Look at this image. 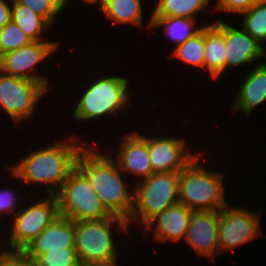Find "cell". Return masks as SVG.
<instances>
[{
	"label": "cell",
	"mask_w": 266,
	"mask_h": 266,
	"mask_svg": "<svg viewBox=\"0 0 266 266\" xmlns=\"http://www.w3.org/2000/svg\"><path fill=\"white\" fill-rule=\"evenodd\" d=\"M73 135L70 139L54 140L43 148H36L25 155L20 161L10 164V174L13 178L22 180L24 184L42 186L47 188V195H55L62 184L77 168V160L88 144L82 139L77 143V137Z\"/></svg>",
	"instance_id": "6da1fadb"
},
{
	"label": "cell",
	"mask_w": 266,
	"mask_h": 266,
	"mask_svg": "<svg viewBox=\"0 0 266 266\" xmlns=\"http://www.w3.org/2000/svg\"><path fill=\"white\" fill-rule=\"evenodd\" d=\"M98 148L87 144L78 157L77 168L87 177L105 209L128 221L133 209L134 189L126 186V175L111 154L102 153Z\"/></svg>",
	"instance_id": "7a4b0ae2"
},
{
	"label": "cell",
	"mask_w": 266,
	"mask_h": 266,
	"mask_svg": "<svg viewBox=\"0 0 266 266\" xmlns=\"http://www.w3.org/2000/svg\"><path fill=\"white\" fill-rule=\"evenodd\" d=\"M97 78L86 84L85 91L80 93V98H77L79 100L71 111L76 121L91 122L94 119L106 118L107 115L118 116L134 99L129 89V78L121 75Z\"/></svg>",
	"instance_id": "3957f363"
},
{
	"label": "cell",
	"mask_w": 266,
	"mask_h": 266,
	"mask_svg": "<svg viewBox=\"0 0 266 266\" xmlns=\"http://www.w3.org/2000/svg\"><path fill=\"white\" fill-rule=\"evenodd\" d=\"M202 156V157H201ZM204 153L179 172V203L192 211H221L229 202L224 195L223 172L208 170L201 164Z\"/></svg>",
	"instance_id": "277c9868"
},
{
	"label": "cell",
	"mask_w": 266,
	"mask_h": 266,
	"mask_svg": "<svg viewBox=\"0 0 266 266\" xmlns=\"http://www.w3.org/2000/svg\"><path fill=\"white\" fill-rule=\"evenodd\" d=\"M115 227L117 232L128 233V222L113 215L101 220L75 221V251L80 264L118 265Z\"/></svg>",
	"instance_id": "5b68a950"
},
{
	"label": "cell",
	"mask_w": 266,
	"mask_h": 266,
	"mask_svg": "<svg viewBox=\"0 0 266 266\" xmlns=\"http://www.w3.org/2000/svg\"><path fill=\"white\" fill-rule=\"evenodd\" d=\"M134 184L129 228L132 222L143 227L154 216L179 203V172L154 173Z\"/></svg>",
	"instance_id": "8992f818"
},
{
	"label": "cell",
	"mask_w": 266,
	"mask_h": 266,
	"mask_svg": "<svg viewBox=\"0 0 266 266\" xmlns=\"http://www.w3.org/2000/svg\"><path fill=\"white\" fill-rule=\"evenodd\" d=\"M59 215L73 221L107 219L105 209L87 177L76 168L55 194Z\"/></svg>",
	"instance_id": "52a82bcc"
},
{
	"label": "cell",
	"mask_w": 266,
	"mask_h": 266,
	"mask_svg": "<svg viewBox=\"0 0 266 266\" xmlns=\"http://www.w3.org/2000/svg\"><path fill=\"white\" fill-rule=\"evenodd\" d=\"M41 200H35L12 216L9 241L3 245H8L9 250H23L28 243L36 238L46 227H48L58 216V202L56 195L48 194Z\"/></svg>",
	"instance_id": "ba28073f"
},
{
	"label": "cell",
	"mask_w": 266,
	"mask_h": 266,
	"mask_svg": "<svg viewBox=\"0 0 266 266\" xmlns=\"http://www.w3.org/2000/svg\"><path fill=\"white\" fill-rule=\"evenodd\" d=\"M48 90L39 82L7 75L0 71V108L15 126L31 119Z\"/></svg>",
	"instance_id": "9c48e42d"
},
{
	"label": "cell",
	"mask_w": 266,
	"mask_h": 266,
	"mask_svg": "<svg viewBox=\"0 0 266 266\" xmlns=\"http://www.w3.org/2000/svg\"><path fill=\"white\" fill-rule=\"evenodd\" d=\"M59 47L57 40L31 41L28 45L1 55L0 71L7 75L37 81L49 91L50 80L43 74L36 73V68L43 63L42 61L52 56Z\"/></svg>",
	"instance_id": "30bf717a"
},
{
	"label": "cell",
	"mask_w": 266,
	"mask_h": 266,
	"mask_svg": "<svg viewBox=\"0 0 266 266\" xmlns=\"http://www.w3.org/2000/svg\"><path fill=\"white\" fill-rule=\"evenodd\" d=\"M229 206V207H228ZM246 209V210H245ZM227 204L219 211V251L232 250L262 236L258 212Z\"/></svg>",
	"instance_id": "8fae6325"
},
{
	"label": "cell",
	"mask_w": 266,
	"mask_h": 266,
	"mask_svg": "<svg viewBox=\"0 0 266 266\" xmlns=\"http://www.w3.org/2000/svg\"><path fill=\"white\" fill-rule=\"evenodd\" d=\"M186 139L148 136V153L154 173L180 172L198 154L188 150Z\"/></svg>",
	"instance_id": "7c38bea8"
},
{
	"label": "cell",
	"mask_w": 266,
	"mask_h": 266,
	"mask_svg": "<svg viewBox=\"0 0 266 266\" xmlns=\"http://www.w3.org/2000/svg\"><path fill=\"white\" fill-rule=\"evenodd\" d=\"M128 133L130 134L120 139L116 156H111H114L117 166L123 173H130L135 176L133 179L137 178L136 181L139 182L154 174L148 153V136L135 130Z\"/></svg>",
	"instance_id": "4fadbf2b"
},
{
	"label": "cell",
	"mask_w": 266,
	"mask_h": 266,
	"mask_svg": "<svg viewBox=\"0 0 266 266\" xmlns=\"http://www.w3.org/2000/svg\"><path fill=\"white\" fill-rule=\"evenodd\" d=\"M218 224L219 211H193L185 242L197 252V255L214 261V256L220 253Z\"/></svg>",
	"instance_id": "5bb4252c"
},
{
	"label": "cell",
	"mask_w": 266,
	"mask_h": 266,
	"mask_svg": "<svg viewBox=\"0 0 266 266\" xmlns=\"http://www.w3.org/2000/svg\"><path fill=\"white\" fill-rule=\"evenodd\" d=\"M192 212L186 205L177 203L150 219L142 227L145 230L143 232L146 234L154 230L153 241L158 243L167 240L177 243L186 236Z\"/></svg>",
	"instance_id": "9a60e30c"
},
{
	"label": "cell",
	"mask_w": 266,
	"mask_h": 266,
	"mask_svg": "<svg viewBox=\"0 0 266 266\" xmlns=\"http://www.w3.org/2000/svg\"><path fill=\"white\" fill-rule=\"evenodd\" d=\"M264 46L243 28L225 22L226 70L264 59Z\"/></svg>",
	"instance_id": "2e32d148"
},
{
	"label": "cell",
	"mask_w": 266,
	"mask_h": 266,
	"mask_svg": "<svg viewBox=\"0 0 266 266\" xmlns=\"http://www.w3.org/2000/svg\"><path fill=\"white\" fill-rule=\"evenodd\" d=\"M75 249V221L58 216L23 251L35 259L50 250Z\"/></svg>",
	"instance_id": "e0dca14e"
},
{
	"label": "cell",
	"mask_w": 266,
	"mask_h": 266,
	"mask_svg": "<svg viewBox=\"0 0 266 266\" xmlns=\"http://www.w3.org/2000/svg\"><path fill=\"white\" fill-rule=\"evenodd\" d=\"M232 113L237 111L250 115L266 102V63L260 62L246 74L237 93L234 95Z\"/></svg>",
	"instance_id": "ac0fdd59"
},
{
	"label": "cell",
	"mask_w": 266,
	"mask_h": 266,
	"mask_svg": "<svg viewBox=\"0 0 266 266\" xmlns=\"http://www.w3.org/2000/svg\"><path fill=\"white\" fill-rule=\"evenodd\" d=\"M205 59L204 70L217 80L226 72L225 59V21L215 19L210 24L205 22Z\"/></svg>",
	"instance_id": "d6986e66"
},
{
	"label": "cell",
	"mask_w": 266,
	"mask_h": 266,
	"mask_svg": "<svg viewBox=\"0 0 266 266\" xmlns=\"http://www.w3.org/2000/svg\"><path fill=\"white\" fill-rule=\"evenodd\" d=\"M143 1V0H142ZM141 0H103L97 5L107 20L141 28L144 16Z\"/></svg>",
	"instance_id": "ffe728a7"
},
{
	"label": "cell",
	"mask_w": 266,
	"mask_h": 266,
	"mask_svg": "<svg viewBox=\"0 0 266 266\" xmlns=\"http://www.w3.org/2000/svg\"><path fill=\"white\" fill-rule=\"evenodd\" d=\"M197 20L199 19L174 16L150 17L147 27L148 29H158L163 26L164 30L162 35H166L168 38H171V41L174 42L176 45L175 47H177L202 30L204 25L201 23L198 27L196 25Z\"/></svg>",
	"instance_id": "44dd1931"
},
{
	"label": "cell",
	"mask_w": 266,
	"mask_h": 266,
	"mask_svg": "<svg viewBox=\"0 0 266 266\" xmlns=\"http://www.w3.org/2000/svg\"><path fill=\"white\" fill-rule=\"evenodd\" d=\"M12 1L11 20H13L31 41H50L44 40L46 31L53 29L52 25L42 16L33 12L29 7L19 4L16 0ZM44 35V37H43Z\"/></svg>",
	"instance_id": "7402d4cb"
},
{
	"label": "cell",
	"mask_w": 266,
	"mask_h": 266,
	"mask_svg": "<svg viewBox=\"0 0 266 266\" xmlns=\"http://www.w3.org/2000/svg\"><path fill=\"white\" fill-rule=\"evenodd\" d=\"M211 0H158L154 6L151 17H185L198 19L199 13H207Z\"/></svg>",
	"instance_id": "603a6c76"
},
{
	"label": "cell",
	"mask_w": 266,
	"mask_h": 266,
	"mask_svg": "<svg viewBox=\"0 0 266 266\" xmlns=\"http://www.w3.org/2000/svg\"><path fill=\"white\" fill-rule=\"evenodd\" d=\"M172 56L183 61L184 64L204 69L205 59V26L192 38L174 47Z\"/></svg>",
	"instance_id": "cb8c5ba5"
},
{
	"label": "cell",
	"mask_w": 266,
	"mask_h": 266,
	"mask_svg": "<svg viewBox=\"0 0 266 266\" xmlns=\"http://www.w3.org/2000/svg\"><path fill=\"white\" fill-rule=\"evenodd\" d=\"M239 15L243 21L242 28L261 44L266 42V0H260Z\"/></svg>",
	"instance_id": "d4e9b609"
},
{
	"label": "cell",
	"mask_w": 266,
	"mask_h": 266,
	"mask_svg": "<svg viewBox=\"0 0 266 266\" xmlns=\"http://www.w3.org/2000/svg\"><path fill=\"white\" fill-rule=\"evenodd\" d=\"M31 40L25 35L23 30L10 20L0 29V56L28 45Z\"/></svg>",
	"instance_id": "484cf974"
},
{
	"label": "cell",
	"mask_w": 266,
	"mask_h": 266,
	"mask_svg": "<svg viewBox=\"0 0 266 266\" xmlns=\"http://www.w3.org/2000/svg\"><path fill=\"white\" fill-rule=\"evenodd\" d=\"M19 4L29 7L33 12L45 18L52 26L59 14L64 11L69 0H16Z\"/></svg>",
	"instance_id": "4316f807"
},
{
	"label": "cell",
	"mask_w": 266,
	"mask_h": 266,
	"mask_svg": "<svg viewBox=\"0 0 266 266\" xmlns=\"http://www.w3.org/2000/svg\"><path fill=\"white\" fill-rule=\"evenodd\" d=\"M36 266H80L75 249L50 250L35 259Z\"/></svg>",
	"instance_id": "83f0119b"
},
{
	"label": "cell",
	"mask_w": 266,
	"mask_h": 266,
	"mask_svg": "<svg viewBox=\"0 0 266 266\" xmlns=\"http://www.w3.org/2000/svg\"><path fill=\"white\" fill-rule=\"evenodd\" d=\"M13 190L14 188L9 189L8 187L0 189V218H2V220L6 217L7 214V216L10 215L9 218L11 221L12 219L11 215H13L12 213H14L15 215L17 211L21 209L20 207L22 204L20 203V200L17 198L18 194L16 193V190L15 191ZM18 207L19 209L17 210Z\"/></svg>",
	"instance_id": "f1b7e54d"
},
{
	"label": "cell",
	"mask_w": 266,
	"mask_h": 266,
	"mask_svg": "<svg viewBox=\"0 0 266 266\" xmlns=\"http://www.w3.org/2000/svg\"><path fill=\"white\" fill-rule=\"evenodd\" d=\"M0 266H36L33 258L23 250H0Z\"/></svg>",
	"instance_id": "f546056e"
},
{
	"label": "cell",
	"mask_w": 266,
	"mask_h": 266,
	"mask_svg": "<svg viewBox=\"0 0 266 266\" xmlns=\"http://www.w3.org/2000/svg\"><path fill=\"white\" fill-rule=\"evenodd\" d=\"M260 0H217L214 2V5L211 6L214 7L211 9V11H217L218 12H229V13H235L239 14L242 11H245L249 8H251L254 4L258 3Z\"/></svg>",
	"instance_id": "4dcf8cb0"
},
{
	"label": "cell",
	"mask_w": 266,
	"mask_h": 266,
	"mask_svg": "<svg viewBox=\"0 0 266 266\" xmlns=\"http://www.w3.org/2000/svg\"><path fill=\"white\" fill-rule=\"evenodd\" d=\"M12 6L6 0H0V29L11 20Z\"/></svg>",
	"instance_id": "1f68e13d"
},
{
	"label": "cell",
	"mask_w": 266,
	"mask_h": 266,
	"mask_svg": "<svg viewBox=\"0 0 266 266\" xmlns=\"http://www.w3.org/2000/svg\"><path fill=\"white\" fill-rule=\"evenodd\" d=\"M82 1H84V3L83 4H90V5H92V4H99V3H101L103 0H82Z\"/></svg>",
	"instance_id": "d6a6232c"
},
{
	"label": "cell",
	"mask_w": 266,
	"mask_h": 266,
	"mask_svg": "<svg viewBox=\"0 0 266 266\" xmlns=\"http://www.w3.org/2000/svg\"><path fill=\"white\" fill-rule=\"evenodd\" d=\"M80 266H104V265H87V264H81Z\"/></svg>",
	"instance_id": "836d02e7"
},
{
	"label": "cell",
	"mask_w": 266,
	"mask_h": 266,
	"mask_svg": "<svg viewBox=\"0 0 266 266\" xmlns=\"http://www.w3.org/2000/svg\"><path fill=\"white\" fill-rule=\"evenodd\" d=\"M264 58L266 59V48H264Z\"/></svg>",
	"instance_id": "e575fe53"
}]
</instances>
